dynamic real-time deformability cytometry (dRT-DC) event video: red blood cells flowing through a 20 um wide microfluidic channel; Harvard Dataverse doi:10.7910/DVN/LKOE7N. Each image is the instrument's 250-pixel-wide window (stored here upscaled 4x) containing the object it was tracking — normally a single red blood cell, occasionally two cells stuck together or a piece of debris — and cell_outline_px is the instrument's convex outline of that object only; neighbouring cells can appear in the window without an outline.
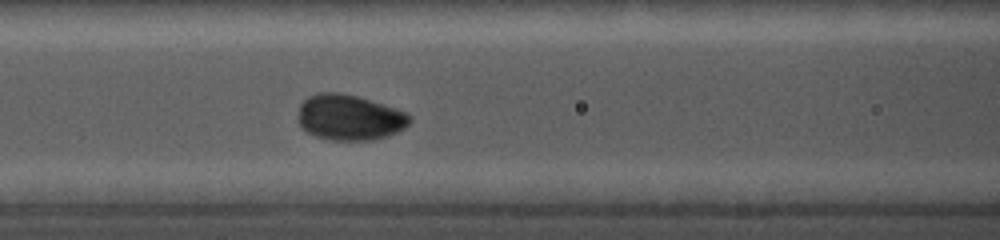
{"species": "common noctule bat (a hibernating species)", "species_latin": "Nyctalus noctula", "temperature_condition": "cold", "stored_images_in_passage": 20, "camera_frame_rate_fps": 5000, "um_per_image_px": 0.085, "animal": {"sex": "female", "body_mass_g": 19.0, "forearm_length_mm": 56.7}, "frame": {"image": 1, "passage_image": 11, "time_ms": 6.8, "image_size_px": [1000, 240], "cell_outline_px": [[412, 120], [404, 128], [388, 136], [372, 140], [328, 140], [316, 136], [300, 128], [296, 120], [300, 104], [308, 96], [320, 92], [336, 92], [356, 96], [404, 112], [412, 116]], "centroid_in_image_um": [29.64, 10.0], "position_along_channel_um": 137.0, "area_um2": 29.65}}
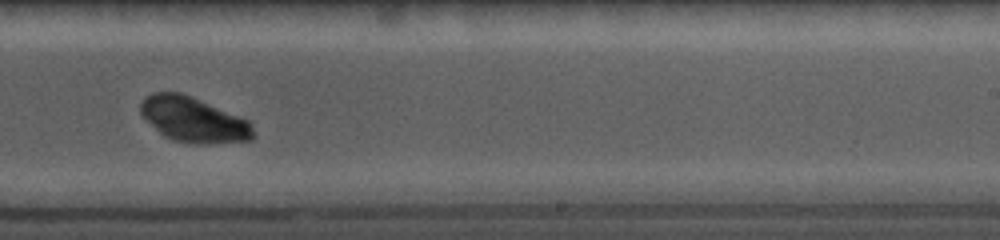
{"frame": {"image": 2, "passage_image": 15, "time_ms": 10.4, "image_size_px": [1000, 240], "cell_outline_px": [[256, 136], [252, 140], [208, 144], [192, 144], [172, 140], [164, 136], [140, 112], [140, 104], [152, 92], [180, 92], [192, 96], [248, 120], [252, 124]], "centroid_in_image_um": [16.5, 10.18], "position_along_channel_um": 272.5, "area_um2": 29.54}}
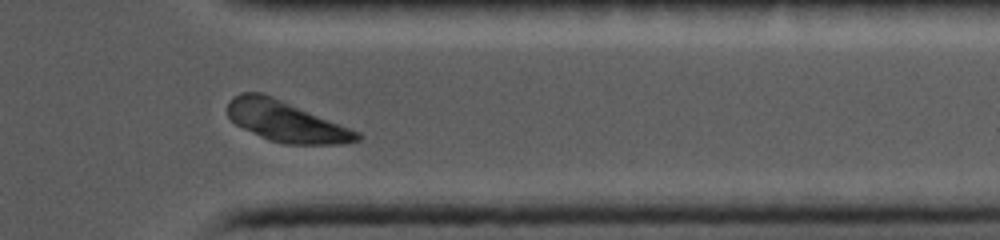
{"frame": {"image": 3, "passage_image": 19, "time_ms": 13.4, "image_size_px": [1000, 240], "cell_outline_px": [[364, 136], [360, 140], [344, 144], [284, 144], [268, 140], [236, 124], [228, 116], [228, 100], [232, 96], [240, 92], [260, 92], [272, 96], [360, 132]], "centroid_in_image_um": [24.32, 10.32], "position_along_channel_um": 387.1, "area_um2": 30.63}}